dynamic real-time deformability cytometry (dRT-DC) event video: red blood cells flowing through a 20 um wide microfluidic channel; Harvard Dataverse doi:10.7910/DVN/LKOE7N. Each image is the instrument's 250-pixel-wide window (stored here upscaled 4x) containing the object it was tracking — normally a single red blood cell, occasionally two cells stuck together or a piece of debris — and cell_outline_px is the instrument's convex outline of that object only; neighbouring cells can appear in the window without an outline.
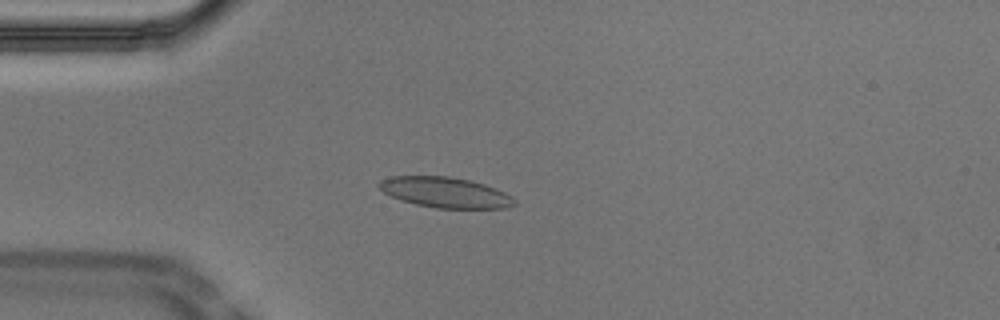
{"species": "Egyptian fruit bat (a non-hibernating species)", "species_latin": "Rousettus aegyptiacus", "temperature_condition": "cold", "stored_images_in_passage": 54, "camera_frame_rate_fps": 3000, "um_per_image_px": 0.085, "animal": {"sex": "male"}, "frame": {"image": 1, "passage_image": 14, "time_ms": 4.333, "image_size_px": [1000, 320], "cell_outline_px": [[516, 204], [504, 208], [436, 208], [416, 204], [400, 200], [384, 192], [376, 184], [380, 180], [388, 176], [448, 176], [468, 180], [484, 184], [496, 188], [512, 196], [516, 200]], "centroid_in_image_um": [37.83, 16.35], "position_along_channel_um": 47.2, "area_um2": 24.04}}
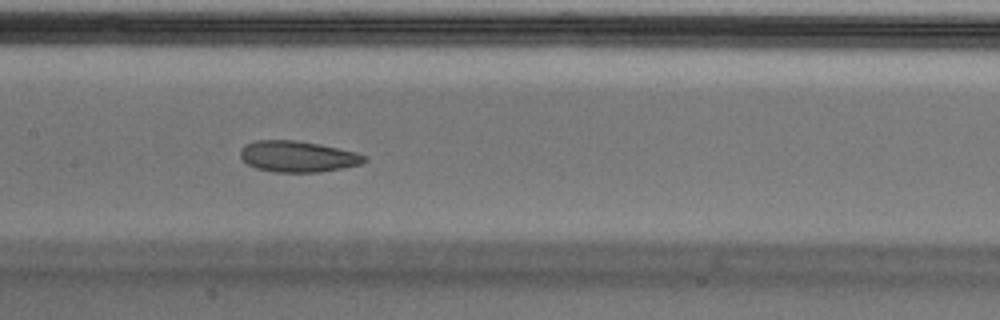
{"frame": {"image": 2, "passage_image": 26, "time_ms": 8.333, "image_size_px": [1000, 320], "cell_outline_px": [[368, 160], [360, 164], [344, 168], [316, 172], [272, 172], [256, 168], [248, 164], [240, 156], [240, 148], [244, 144], [256, 140], [296, 140], [320, 144], [356, 152], [368, 156]], "centroid_in_image_um": [25.31, 13.29], "position_along_channel_um": 182.1, "area_um2": 22.66}}
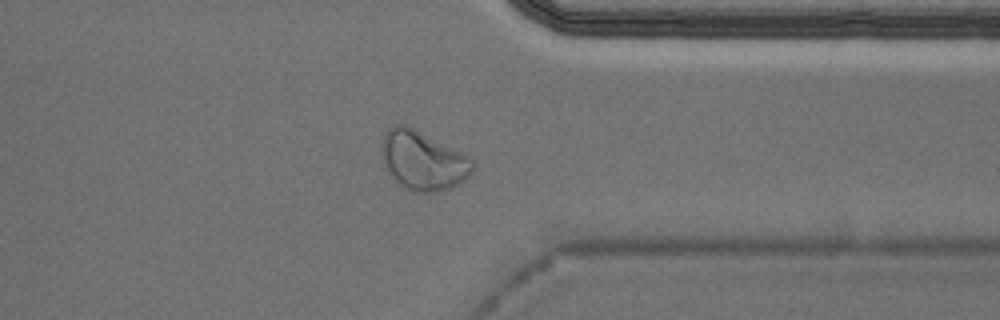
{"frame": {"image": 3, "passage_image": 42, "time_ms": 13.667, "image_size_px": [1000, 320], "cell_outline_px": [[476, 168], [464, 180], [452, 188], [436, 192], [416, 192], [400, 188], [384, 168], [380, 148], [384, 132], [392, 124], [404, 124], [416, 128], [472, 156], [476, 164]], "centroid_in_image_um": [35.95, 13.63], "position_along_channel_um": 375.4, "area_um2": 32.66}, "authors_computed_cell_mechanics": {"area_um2": 24.0448, "velocity_mm_per_s": 3.7039, "shape_relaxation_time_tau1_ms": null, "shape_relaxation_time_tau2_ms": 3.1413, "deformation_change_tau1": null, "deformation_change_tau2": 0.0769}}